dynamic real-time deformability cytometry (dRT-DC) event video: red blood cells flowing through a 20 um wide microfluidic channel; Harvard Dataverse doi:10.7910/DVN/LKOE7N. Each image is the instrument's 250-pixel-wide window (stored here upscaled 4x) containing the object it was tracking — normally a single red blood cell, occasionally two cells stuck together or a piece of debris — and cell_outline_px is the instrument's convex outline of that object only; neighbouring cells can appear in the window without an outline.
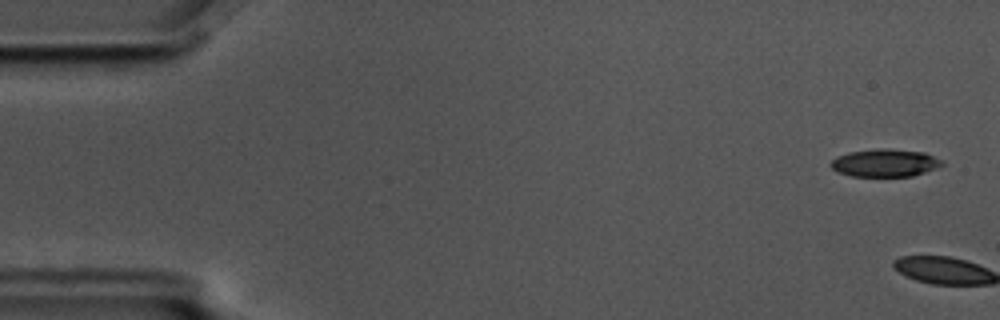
{"species": "common noctule bat (a hibernating species)", "species_latin": "Nyctalus noctula", "temperature_condition": "cold", "stored_images_in_passage": 6, "camera_frame_rate_fps": 3000, "um_per_image_px": 0.085, "animal": {"sex": "male", "body_mass_g": 17.5, "forearm_length_mm": 52.3}, "frame": {"image": 1, "passage_image": 1, "time_ms": 0.0, "image_size_px": [1000, 320], "cell_outline_px": [[944, 164], [940, 168], [912, 176], [852, 176], [836, 172], [832, 168], [832, 160], [836, 156], [848, 152], [880, 148], [888, 148], [924, 152], [944, 160]], "centroid_in_image_um": [75.27, 13.84], "position_along_channel_um": 9.7, "area_um2": 18.21}}